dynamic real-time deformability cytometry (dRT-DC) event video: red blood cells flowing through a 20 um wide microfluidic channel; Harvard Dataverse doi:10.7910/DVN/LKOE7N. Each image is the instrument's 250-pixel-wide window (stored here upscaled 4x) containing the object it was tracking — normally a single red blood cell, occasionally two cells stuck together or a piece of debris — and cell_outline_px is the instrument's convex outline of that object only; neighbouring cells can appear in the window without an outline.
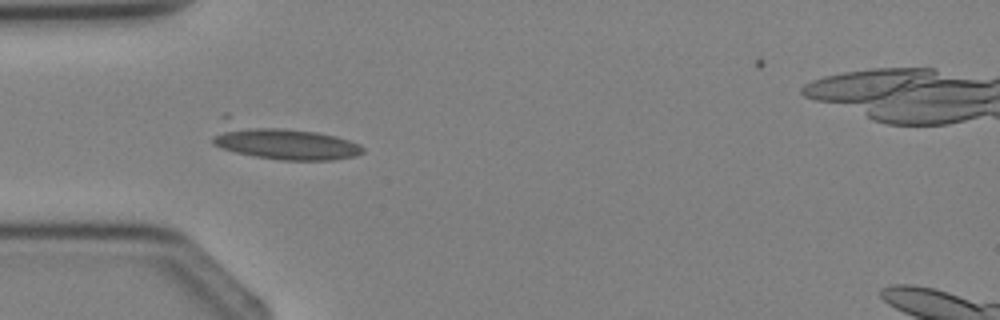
{"species": "Egyptian fruit bat (a non-hibernating species)", "species_latin": "Rousettus aegyptiacus", "temperature_condition": "cold", "stored_images_in_passage": 4, "camera_frame_rate_fps": 3000, "um_per_image_px": 0.085, "animal": {"sex": "female"}, "frame": {"image": 1, "passage_image": 4, "time_ms": 3.667, "image_size_px": [1000, 320], "cell_outline_px": [[364, 152], [356, 156], [332, 160], [280, 160], [256, 156], [236, 152], [212, 144], [212, 136], [220, 116], [224, 112], [228, 112], [336, 136], [360, 144], [364, 148]], "centroid_in_image_um": [23.75, 11.93], "position_along_channel_um": 61.3, "area_um2": 32.66}}